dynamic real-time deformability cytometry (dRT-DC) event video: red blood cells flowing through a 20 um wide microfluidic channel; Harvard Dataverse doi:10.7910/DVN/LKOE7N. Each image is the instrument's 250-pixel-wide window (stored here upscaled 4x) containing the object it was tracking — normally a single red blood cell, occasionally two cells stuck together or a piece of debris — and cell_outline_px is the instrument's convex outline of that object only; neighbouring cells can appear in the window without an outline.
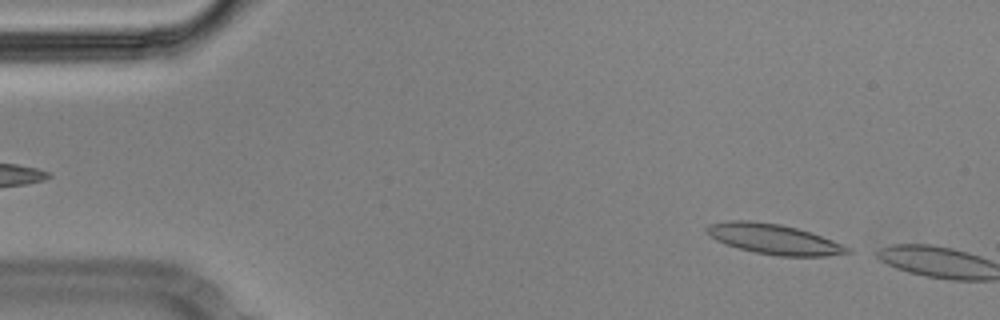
{"species": "Egyptian fruit bat (a non-hibernating species)", "species_latin": "Rousettus aegyptiacus", "temperature_condition": "cold", "stored_images_in_passage": 4, "camera_frame_rate_fps": 3000, "um_per_image_px": 0.085, "animal": {"sex": "male"}, "frame": {"image": 1, "passage_image": 2, "time_ms": 0.333, "image_size_px": [1000, 320], "cell_outline_px": [[852, 252], [828, 256], [776, 256], [756, 252], [740, 248], [716, 240], [704, 228], [708, 224], [728, 220], [748, 220], [780, 224], [796, 228], [832, 240], [852, 248]], "centroid_in_image_um": [65.79, 20.32], "position_along_channel_um": 19.2, "area_um2": 24.45}}